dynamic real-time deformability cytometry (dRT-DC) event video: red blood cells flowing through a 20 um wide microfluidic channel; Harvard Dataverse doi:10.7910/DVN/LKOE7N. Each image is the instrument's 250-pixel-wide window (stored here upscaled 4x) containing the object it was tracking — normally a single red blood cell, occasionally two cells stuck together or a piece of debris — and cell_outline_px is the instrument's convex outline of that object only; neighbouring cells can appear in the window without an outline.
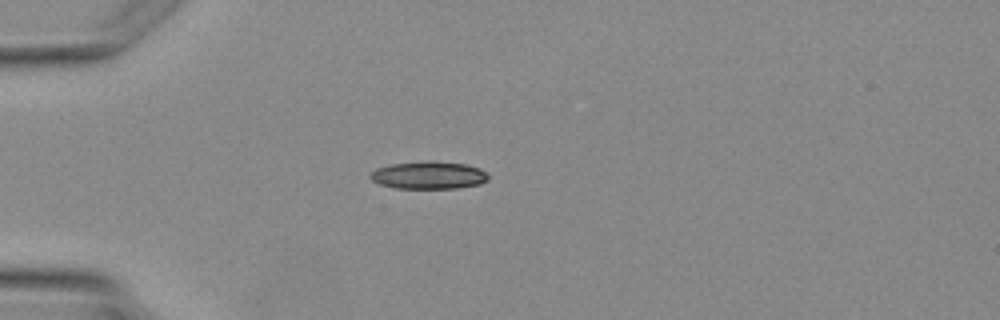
{"species": "Egyptian fruit bat (a non-hibernating species)", "species_latin": "Rousettus aegyptiacus", "temperature_condition": "warm", "stored_images_in_passage": 1, "camera_frame_rate_fps": 3000, "um_per_image_px": 0.085, "animal": {"sex": "female"}, "frame": {"image": 1, "passage_image": 1, "time_ms": 0.0, "image_size_px": [1000, 320], "cell_outline_px": [[488, 180], [480, 184], [456, 188], [396, 188], [380, 184], [372, 180], [368, 176], [376, 168], [392, 164], [424, 160], [432, 160], [468, 164], [480, 168], [488, 176]], "centroid_in_image_um": [36.44, 14.87], "position_along_channel_um": 48.6, "area_um2": 19.13}}